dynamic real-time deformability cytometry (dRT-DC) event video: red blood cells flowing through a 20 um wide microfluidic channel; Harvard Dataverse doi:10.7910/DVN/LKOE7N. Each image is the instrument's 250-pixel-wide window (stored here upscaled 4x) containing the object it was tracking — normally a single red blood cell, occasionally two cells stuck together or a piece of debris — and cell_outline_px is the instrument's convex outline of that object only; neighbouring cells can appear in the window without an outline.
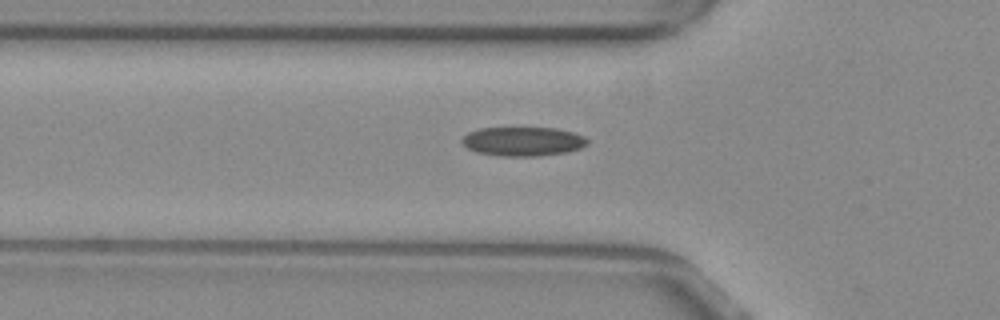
{"species": "common noctule bat (a hibernating species)", "species_latin": "Nyctalus noctula", "temperature_condition": "warm", "stored_images_in_passage": 32, "camera_frame_rate_fps": 3000, "um_per_image_px": 0.085, "animal": {"sex": "female", "body_mass_g": 29.2, "forearm_length_mm": 56.3}, "frame": {"image": 1, "passage_image": 3, "time_ms": 0.667, "image_size_px": [1000, 320], "cell_outline_px": [[588, 144], [580, 148], [568, 152], [540, 156], [500, 156], [476, 152], [468, 148], [460, 140], [468, 132], [480, 128], [556, 128], [572, 132], [584, 136], [588, 140]], "centroid_in_image_um": [44.46, 12.02], "position_along_channel_um": 81.3, "area_um2": 21.33}}
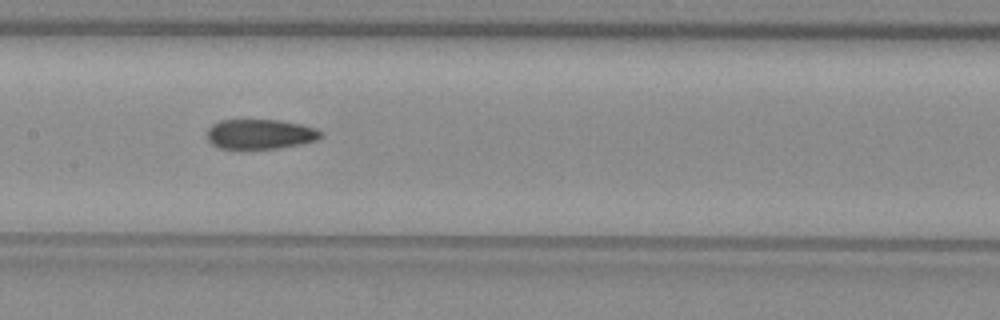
{"frame": {"image": 2, "passage_image": 11, "time_ms": 3.333, "image_size_px": [1000, 320], "cell_outline_px": [[320, 136], [316, 140], [300, 144], [280, 148], [240, 152], [216, 148], [208, 140], [204, 132], [212, 124], [220, 120], [280, 120], [300, 124], [316, 128], [320, 132]], "centroid_in_image_um": [21.99, 11.45], "position_along_channel_um": 185.4, "area_um2": 20.69}}
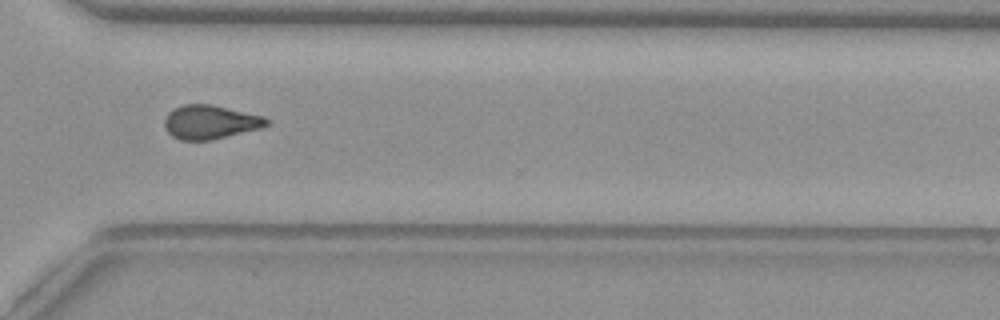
{"frame": {"image": 3, "passage_image": 24, "time_ms": 7.667, "image_size_px": [1000, 320], "cell_outline_px": [[268, 124], [260, 128], [212, 140], [180, 140], [172, 136], [168, 132], [164, 124], [164, 116], [172, 108], [184, 104], [212, 104], [264, 116], [268, 120]], "centroid_in_image_um": [17.83, 10.36], "position_along_channel_um": 352.8, "area_um2": 20.23}}